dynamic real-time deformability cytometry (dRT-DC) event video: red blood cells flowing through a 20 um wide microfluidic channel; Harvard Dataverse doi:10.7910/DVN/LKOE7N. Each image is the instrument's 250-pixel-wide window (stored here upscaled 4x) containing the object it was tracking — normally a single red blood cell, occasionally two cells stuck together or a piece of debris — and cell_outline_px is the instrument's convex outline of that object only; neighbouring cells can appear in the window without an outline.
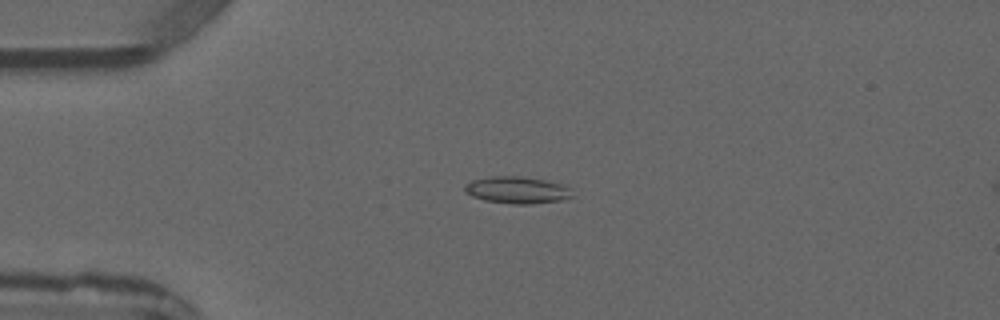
{"species": "common noctule bat (a hibernating species)", "species_latin": "Nyctalus noctula", "temperature_condition": "warm", "stored_images_in_passage": 5, "camera_frame_rate_fps": 3000, "um_per_image_px": 0.085, "animal": {"sex": "male", "forearm_length_mm": 52.5}, "frame": {"image": 1, "passage_image": 4, "time_ms": 3.333, "image_size_px": [1000, 320], "cell_outline_px": [[572, 196], [560, 200], [532, 204], [512, 204], [484, 200], [472, 196], [464, 192], [464, 184], [472, 180], [492, 176], [520, 176], [544, 180], [560, 184], [572, 188]], "centroid_in_image_um": [43.92, 16.15], "position_along_channel_um": 41.1, "area_um2": 16.88}}